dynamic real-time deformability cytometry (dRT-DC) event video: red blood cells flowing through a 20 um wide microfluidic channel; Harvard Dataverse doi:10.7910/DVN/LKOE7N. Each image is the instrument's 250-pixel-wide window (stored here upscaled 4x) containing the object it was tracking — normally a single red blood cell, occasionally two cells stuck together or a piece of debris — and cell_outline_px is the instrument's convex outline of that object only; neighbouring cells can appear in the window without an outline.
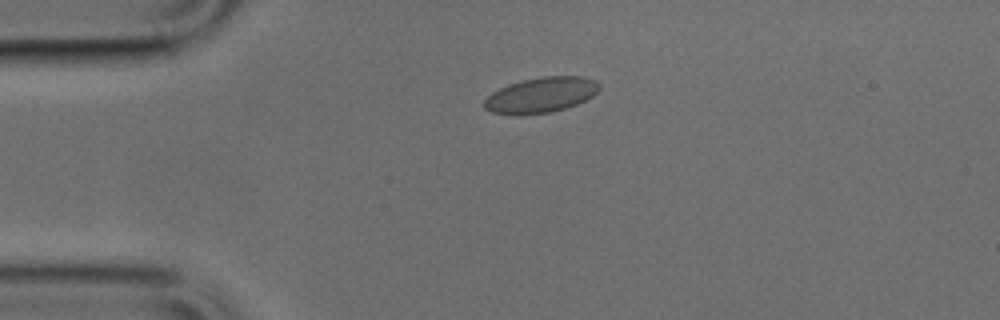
{"species": "common noctule bat (a hibernating species)", "species_latin": "Nyctalus noctula", "temperature_condition": "cold", "stored_images_in_passage": 40, "camera_frame_rate_fps": 3000, "um_per_image_px": 0.085, "animal": {"sex": "male", "body_mass_g": 17.9, "forearm_length_mm": 54.2}, "frame": {"image": 1, "passage_image": 1, "time_ms": 0.0, "image_size_px": [1000, 320], "cell_outline_px": [[600, 88], [592, 96], [576, 104], [564, 108], [548, 112], [492, 112], [484, 108], [484, 100], [492, 92], [508, 84], [520, 80], [544, 76], [580, 76], [596, 80], [600, 84]], "centroid_in_image_um": [46.02, 8.01], "position_along_channel_um": 39.0, "area_um2": 22.95}}
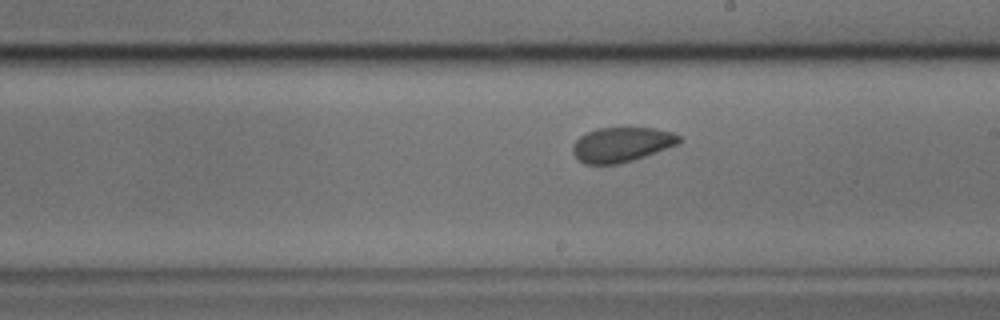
{"frame": {"image": 2, "passage_image": 18, "time_ms": 5.667, "image_size_px": [1000, 320], "cell_outline_px": [[680, 144], [632, 160], [616, 164], [584, 164], [572, 152], [572, 144], [580, 136], [596, 128], [656, 128], [672, 132], [680, 136]], "centroid_in_image_um": [52.84, 12.28], "position_along_channel_um": 236.2, "area_um2": 21.44}}
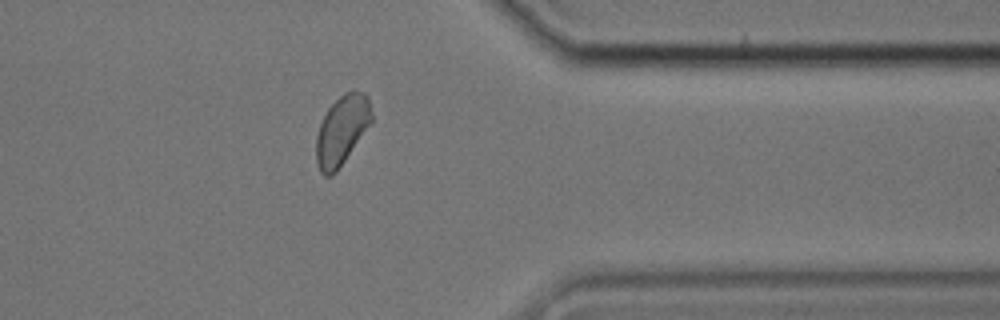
{"frame": {"image": 3, "passage_image": 30, "time_ms": 9.667, "image_size_px": [1000, 320], "cell_outline_px": [[372, 120], [336, 172], [332, 176], [324, 176], [320, 172], [316, 160], [316, 136], [320, 124], [328, 108], [344, 92], [352, 88], [364, 92], [368, 96], [372, 112]], "centroid_in_image_um": [29.05, 11.03], "position_along_channel_um": 382.4, "area_um2": 22.25}}